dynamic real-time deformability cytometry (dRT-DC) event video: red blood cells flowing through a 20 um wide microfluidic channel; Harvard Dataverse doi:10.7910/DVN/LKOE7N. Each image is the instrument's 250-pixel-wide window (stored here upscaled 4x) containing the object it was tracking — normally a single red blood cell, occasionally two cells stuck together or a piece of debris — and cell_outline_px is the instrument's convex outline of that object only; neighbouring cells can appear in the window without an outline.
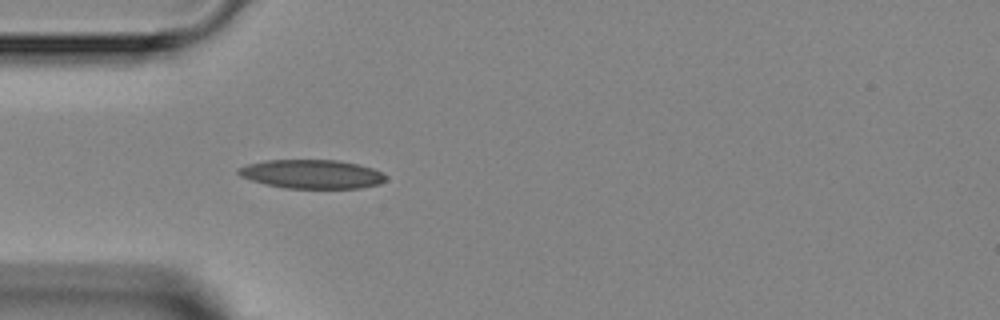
{"species": "Egyptian fruit bat (a non-hibernating species)", "species_latin": "Rousettus aegyptiacus", "temperature_condition": "room temperature", "stored_images_in_passage": 3, "camera_frame_rate_fps": 3000, "um_per_image_px": 0.085, "animal": {"sex": "female"}, "frame": {"image": 1, "passage_image": 3, "time_ms": 2.333, "image_size_px": [1000, 320], "cell_outline_px": [[388, 176], [380, 184], [360, 188], [284, 188], [252, 180], [240, 176], [236, 172], [236, 168], [248, 164], [268, 160], [336, 160], [356, 164], [372, 168]], "centroid_in_image_um": [26.49, 14.8], "position_along_channel_um": 58.5, "area_um2": 24.62}}